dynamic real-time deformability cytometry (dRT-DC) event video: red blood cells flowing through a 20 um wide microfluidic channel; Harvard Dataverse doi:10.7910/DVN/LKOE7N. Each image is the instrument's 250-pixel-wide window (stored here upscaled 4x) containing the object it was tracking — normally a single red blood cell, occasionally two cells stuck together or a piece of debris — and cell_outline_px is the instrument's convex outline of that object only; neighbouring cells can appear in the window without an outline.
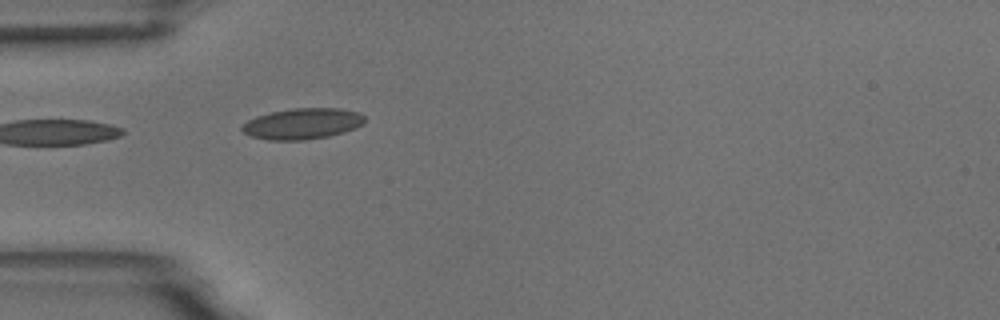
{"species": "common noctule bat (a hibernating species)", "species_latin": "Nyctalus noctula", "temperature_condition": "room temperature", "stored_images_in_passage": 1, "camera_frame_rate_fps": 3000, "um_per_image_px": 0.085, "animal": {"sex": "male", "body_mass_g": 18.8}, "frame": {"image": 1, "passage_image": 1, "time_ms": 0.0, "image_size_px": [1000, 320], "cell_outline_px": [[364, 124], [356, 128], [344, 132], [328, 136], [304, 140], [268, 140], [252, 136], [244, 132], [240, 128], [248, 120], [256, 116], [272, 112], [292, 108], [340, 108], [356, 112], [364, 116]], "centroid_in_image_um": [25.72, 10.51], "position_along_channel_um": 59.3, "area_um2": 22.02}}